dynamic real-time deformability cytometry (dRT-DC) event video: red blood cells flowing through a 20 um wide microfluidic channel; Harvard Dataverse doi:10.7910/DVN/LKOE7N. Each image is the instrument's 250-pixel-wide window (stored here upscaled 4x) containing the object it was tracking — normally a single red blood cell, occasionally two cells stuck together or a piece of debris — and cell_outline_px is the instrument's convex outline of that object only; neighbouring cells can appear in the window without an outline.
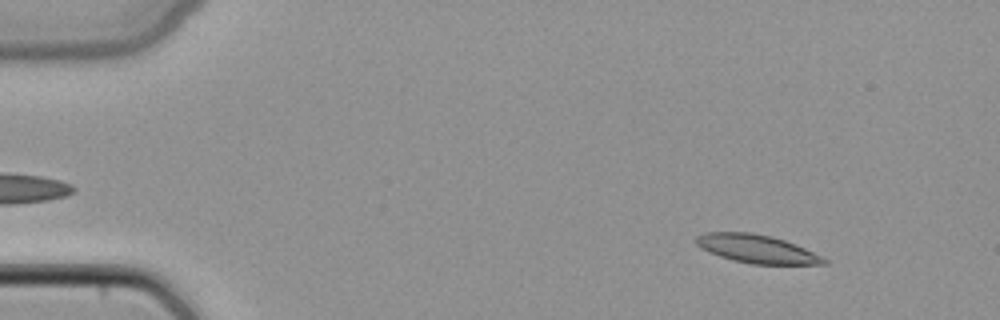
{"species": "common noctule bat (a hibernating species)", "species_latin": "Nyctalus noctula", "temperature_condition": "cold", "stored_images_in_passage": 50, "camera_frame_rate_fps": 3000, "um_per_image_px": 0.085, "animal": {"sex": "female", "body_mass_g": 22.7, "forearm_length_mm": 54.2}, "frame": {"image": 1, "passage_image": 7, "time_ms": 2.0, "image_size_px": [1000, 320], "cell_outline_px": [[828, 264], [752, 264], [732, 260], [708, 252], [700, 248], [696, 244], [696, 236], [704, 232], [752, 232], [772, 236], [784, 240], [824, 256], [828, 260]], "centroid_in_image_um": [64.32, 21.15], "position_along_channel_um": 20.7, "area_um2": 21.21}}
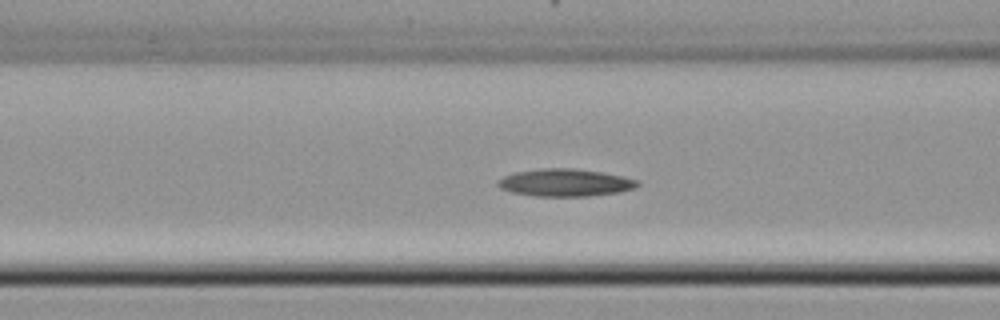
{"frame": {"image": 2, "passage_image": 21, "time_ms": 6.667, "image_size_px": [1000, 320], "cell_outline_px": [[640, 184], [636, 188], [620, 192], [588, 196], [536, 196], [512, 192], [500, 188], [496, 184], [496, 180], [504, 176], [516, 172], [540, 168], [572, 168], [600, 172], [640, 180]], "centroid_in_image_um": [48.04, 15.52], "position_along_channel_um": 118.6, "area_um2": 22.37}}
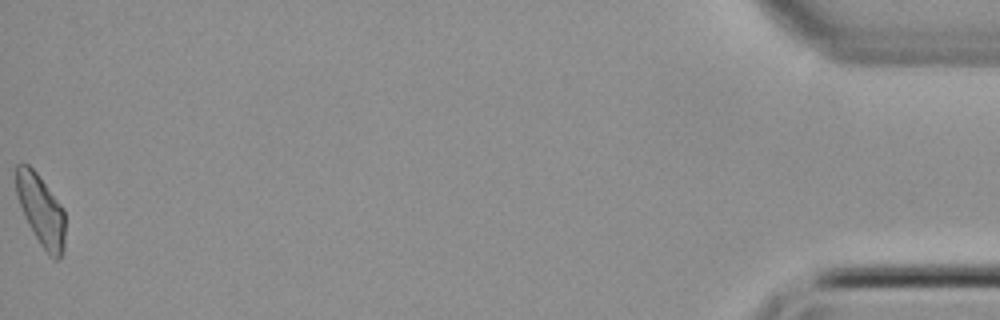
{"frame": {"image": 3, "passage_image": 50, "time_ms": 16.333, "image_size_px": [1000, 320], "cell_outline_px": [[64, 252], [60, 260], [52, 260], [40, 244], [28, 224], [24, 216], [16, 196], [16, 164], [28, 164], [36, 172], [64, 208]], "centroid_in_image_um": [3.49, 17.91], "position_along_channel_um": 431.7, "area_um2": 20.46}}